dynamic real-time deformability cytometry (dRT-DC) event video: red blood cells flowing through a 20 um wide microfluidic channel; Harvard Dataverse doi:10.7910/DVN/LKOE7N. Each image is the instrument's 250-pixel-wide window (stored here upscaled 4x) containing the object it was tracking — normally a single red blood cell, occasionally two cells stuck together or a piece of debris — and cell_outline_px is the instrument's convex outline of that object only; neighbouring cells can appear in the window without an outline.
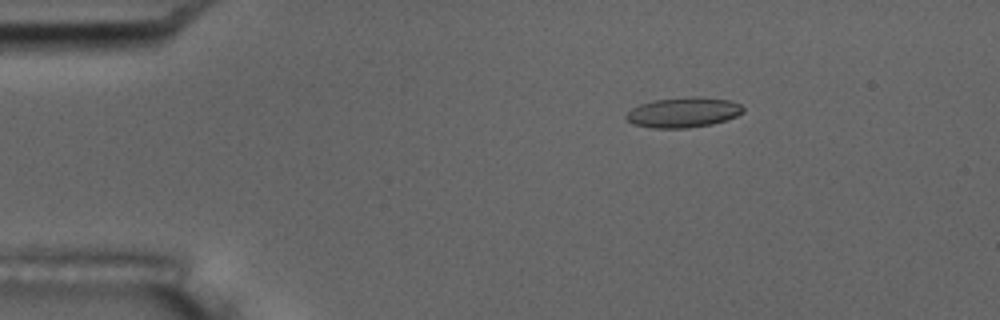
{"species": "common noctule bat (a hibernating species)", "species_latin": "Nyctalus noctula", "temperature_condition": "room temperature", "stored_images_in_passage": 6, "camera_frame_rate_fps": 3000, "um_per_image_px": 0.085, "animal": {"sex": "male", "body_mass_g": 17.5, "forearm_length_mm": 52.3}, "frame": {"image": 1, "passage_image": 4, "time_ms": 3.0, "image_size_px": [1000, 320], "cell_outline_px": [[744, 112], [736, 116], [712, 124], [688, 128], [652, 128], [632, 124], [624, 116], [632, 108], [640, 104], [652, 100], [692, 96], [696, 96], [728, 100], [740, 104], [744, 108]], "centroid_in_image_um": [58.06, 9.55], "position_along_channel_um": 26.9, "area_um2": 20.58}}